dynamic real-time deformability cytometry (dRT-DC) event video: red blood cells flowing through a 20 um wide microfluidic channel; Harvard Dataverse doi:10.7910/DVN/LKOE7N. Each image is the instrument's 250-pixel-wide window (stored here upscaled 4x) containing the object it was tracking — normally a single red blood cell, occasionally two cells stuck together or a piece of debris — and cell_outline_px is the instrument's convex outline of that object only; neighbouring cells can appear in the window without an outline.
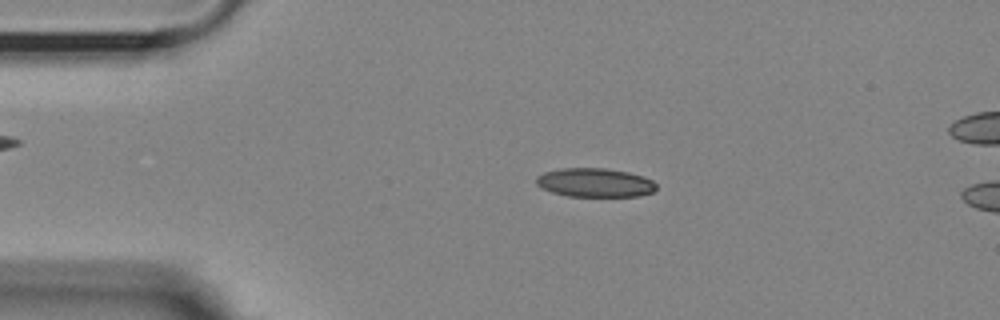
{"species": "Egyptian fruit bat (a non-hibernating species)", "species_latin": "Rousettus aegyptiacus", "temperature_condition": "room temperature", "stored_images_in_passage": 13, "camera_frame_rate_fps": 3000, "um_per_image_px": 0.085, "animal": {"sex": "female"}, "frame": {"image": 1, "passage_image": 8, "time_ms": 2.333, "image_size_px": [1000, 320], "cell_outline_px": [[656, 188], [652, 192], [640, 196], [568, 196], [552, 192], [540, 188], [536, 184], [536, 176], [544, 172], [560, 168], [604, 168], [628, 172], [644, 176], [652, 180], [656, 184]], "centroid_in_image_um": [50.55, 15.52], "position_along_channel_um": 34.5, "area_um2": 20.29}}